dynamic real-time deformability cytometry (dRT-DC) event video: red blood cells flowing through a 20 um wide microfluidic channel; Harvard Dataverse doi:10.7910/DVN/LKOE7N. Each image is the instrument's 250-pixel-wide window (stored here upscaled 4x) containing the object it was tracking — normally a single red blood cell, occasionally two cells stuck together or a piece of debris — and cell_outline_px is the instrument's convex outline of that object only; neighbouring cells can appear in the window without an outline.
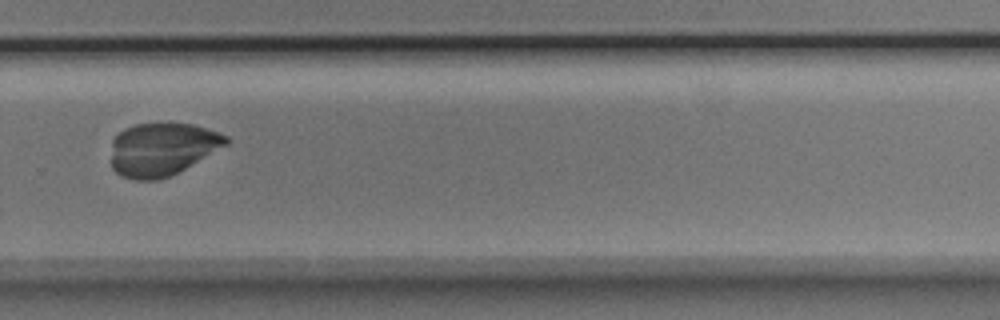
{"species": "Egyptian fruit bat (a non-hibernating species)", "species_latin": "Rousettus aegyptiacus", "temperature_condition": "room temperature", "stored_images_in_passage": 48, "camera_frame_rate_fps": 3000, "um_per_image_px": 0.085, "animal": {"sex": "male"}, "frame": {"image": 1, "passage_image": 35, "time_ms": 11.333, "image_size_px": [1000, 320], "cell_outline_px": [[228, 144], [184, 168], [168, 176], [156, 180], [136, 180], [120, 176], [112, 168], [112, 140], [124, 128], [136, 124], [196, 124], [228, 136]], "centroid_in_image_um": [13.76, 12.68], "position_along_channel_um": 316.0, "area_um2": 35.08}}